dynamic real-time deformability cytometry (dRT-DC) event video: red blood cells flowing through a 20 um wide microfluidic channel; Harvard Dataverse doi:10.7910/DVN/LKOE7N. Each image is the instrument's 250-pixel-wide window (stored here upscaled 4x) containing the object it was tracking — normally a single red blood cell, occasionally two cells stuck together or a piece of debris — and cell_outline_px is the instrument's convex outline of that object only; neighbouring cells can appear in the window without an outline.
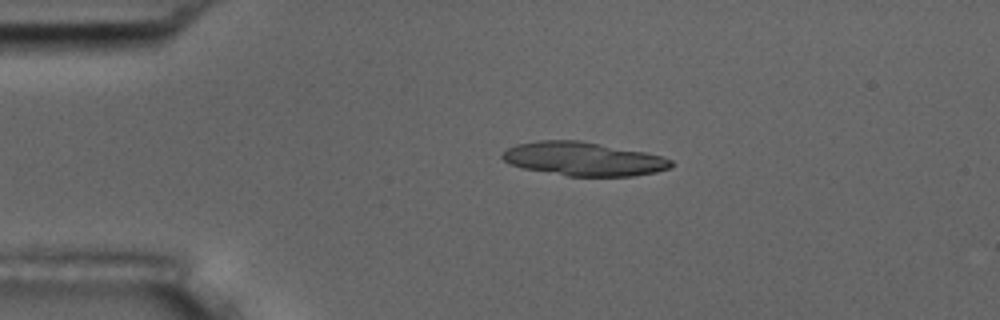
{"species": "common noctule bat (a hibernating species)", "species_latin": "Nyctalus noctula", "temperature_condition": "room temperature", "stored_images_in_passage": 4, "camera_frame_rate_fps": 3000, "um_per_image_px": 0.085, "animal": {"sex": "male", "body_mass_g": 17.5, "forearm_length_mm": 52.3}, "frame": {"image": 1, "passage_image": 3, "time_ms": 2.333, "image_size_px": [1000, 320], "cell_outline_px": [[672, 168], [656, 172], [632, 176], [568, 176], [520, 168], [508, 164], [500, 156], [500, 152], [516, 144], [540, 140], [580, 140], [644, 152], [660, 156], [672, 160]], "centroid_in_image_um": [49.54, 13.51], "position_along_channel_um": 35.5, "area_um2": 33.29}}